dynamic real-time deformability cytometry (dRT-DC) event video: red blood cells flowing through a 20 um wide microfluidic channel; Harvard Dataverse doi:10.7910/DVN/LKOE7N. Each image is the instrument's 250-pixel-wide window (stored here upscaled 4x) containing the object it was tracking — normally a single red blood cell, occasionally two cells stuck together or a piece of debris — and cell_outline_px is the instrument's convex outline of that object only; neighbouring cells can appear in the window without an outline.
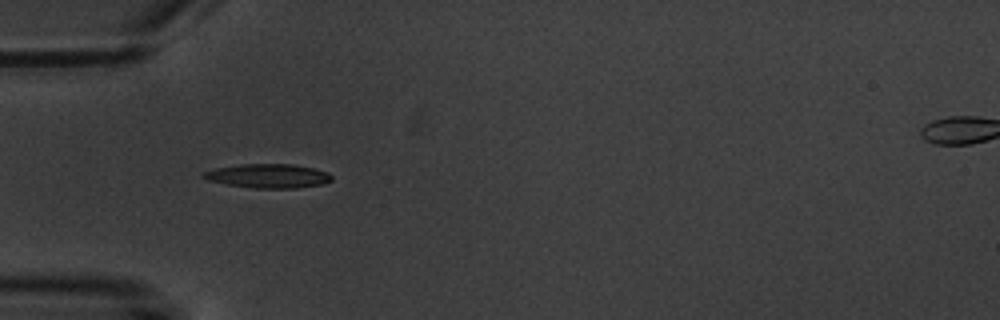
{"species": "common noctule bat (a hibernating species)", "species_latin": "Nyctalus noctula", "temperature_condition": "warm", "stored_images_in_passage": 2, "camera_frame_rate_fps": 3000, "um_per_image_px": 0.085, "animal": {"sex": "male", "body_mass_g": 20.1, "forearm_length_mm": 53.5}, "frame": {"image": 1, "passage_image": 1, "time_ms": 0.0, "image_size_px": [1000, 320], "cell_outline_px": [[332, 180], [320, 184], [296, 188], [256, 188], [228, 184], [208, 180], [200, 176], [200, 172], [216, 168], [240, 164], [292, 164], [312, 168], [328, 172], [332, 176]], "centroid_in_image_um": [22.75, 14.94], "position_along_channel_um": 62.2, "area_um2": 17.86}}
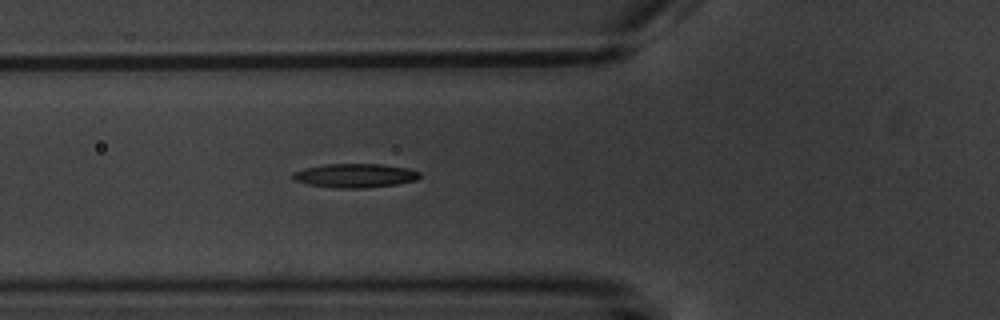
{"frame": {"image": 2, "passage_image": 2, "time_ms": 1.0, "image_size_px": [1000, 320], "cell_outline_px": [[420, 176], [416, 180], [396, 184], [364, 188], [336, 188], [308, 184], [292, 180], [292, 172], [304, 168], [324, 164], [380, 164], [408, 168], [420, 172]], "centroid_in_image_um": [30.14, 14.92], "position_along_channel_um": 95.7, "area_um2": 17.74}}